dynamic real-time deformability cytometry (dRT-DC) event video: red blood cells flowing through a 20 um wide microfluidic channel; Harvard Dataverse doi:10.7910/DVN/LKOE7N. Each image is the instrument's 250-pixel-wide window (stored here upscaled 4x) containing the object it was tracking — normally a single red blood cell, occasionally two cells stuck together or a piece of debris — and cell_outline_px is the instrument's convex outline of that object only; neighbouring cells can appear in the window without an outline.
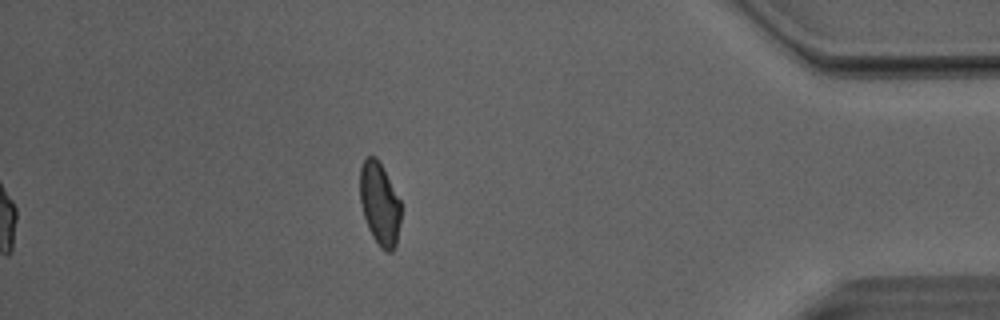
{"species": "Egyptian fruit bat (a non-hibernating species)", "species_latin": "Rousettus aegyptiacus", "temperature_condition": "room temperature", "stored_images_in_passage": 44, "camera_frame_rate_fps": 3000, "um_per_image_px": 0.085, "animal": {"sex": "male"}, "frame": {"image": 1, "passage_image": 44, "time_ms": 14.333, "image_size_px": [1000, 320], "cell_outline_px": [[400, 220], [396, 244], [392, 252], [388, 252], [380, 248], [372, 236], [368, 228], [364, 216], [360, 200], [360, 168], [364, 156], [376, 156], [400, 200]], "centroid_in_image_um": [32.25, 17.32], "position_along_channel_um": 402.9, "area_um2": 19.65}, "authors_computed_cell_mechanics": {"area_um2": 21.0103, "velocity_mm_per_s": 4.0623, "shape_relaxation_time_tau1_ms": 9.2623, "shape_relaxation_time_tau2_ms": 2.1715, "deformation_change_tau1": 0.2031, "deformation_change_tau2": 0.0857}}